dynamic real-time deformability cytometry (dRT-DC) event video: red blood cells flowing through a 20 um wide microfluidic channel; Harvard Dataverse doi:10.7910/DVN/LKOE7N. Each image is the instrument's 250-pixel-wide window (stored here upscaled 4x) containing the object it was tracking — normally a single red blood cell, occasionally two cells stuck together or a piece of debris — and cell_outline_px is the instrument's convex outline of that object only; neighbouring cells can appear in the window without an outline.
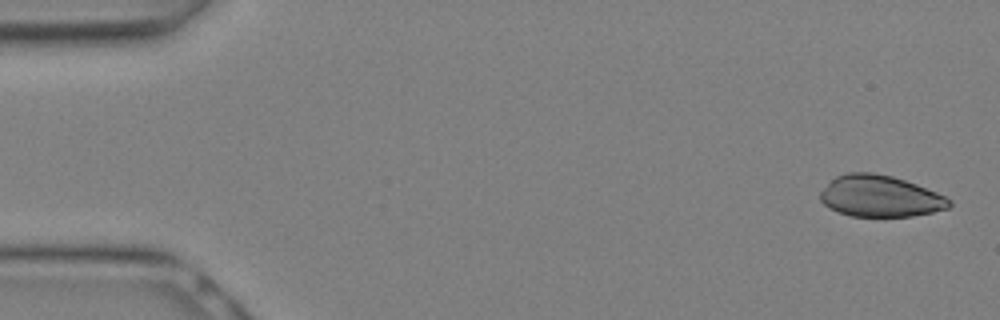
{"species": "Egyptian fruit bat (a non-hibernating species)", "species_latin": "Rousettus aegyptiacus", "temperature_condition": "warm", "stored_images_in_passage": 18, "camera_frame_rate_fps": 3000, "um_per_image_px": 0.085, "animal": {"sex": "female"}, "frame": {"image": 1, "passage_image": 1, "time_ms": 0.0, "image_size_px": [1000, 320], "cell_outline_px": [[948, 204], [940, 208], [928, 212], [904, 216], [856, 216], [844, 212], [828, 204], [824, 200], [844, 176], [884, 176], [900, 180], [912, 184], [932, 192], [940, 196]], "centroid_in_image_um": [74.97, 16.77], "position_along_channel_um": 10.0, "area_um2": 26.24}}
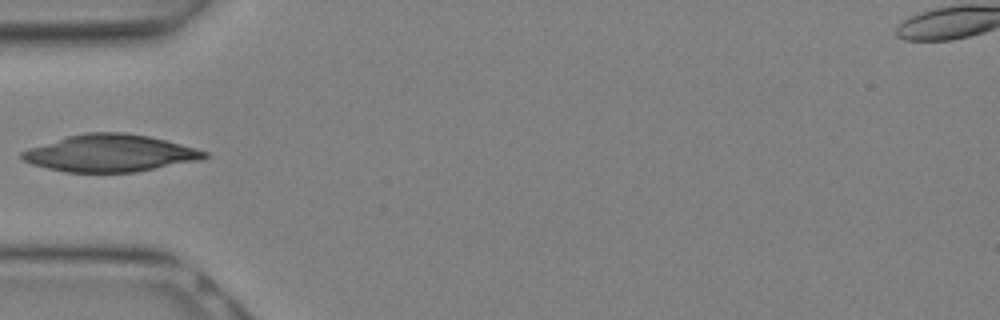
{"frame": {"image": 2, "passage_image": 9, "time_ms": 2.667, "image_size_px": [1000, 320], "cell_outline_px": [[204, 156], [144, 168], [116, 172], [84, 172], [60, 168], [44, 164], [32, 160], [28, 156], [84, 136], [140, 136], [172, 144], [200, 152]], "centroid_in_image_um": [9.58, 13.09], "position_along_channel_um": 75.4, "area_um2": 30.81}}
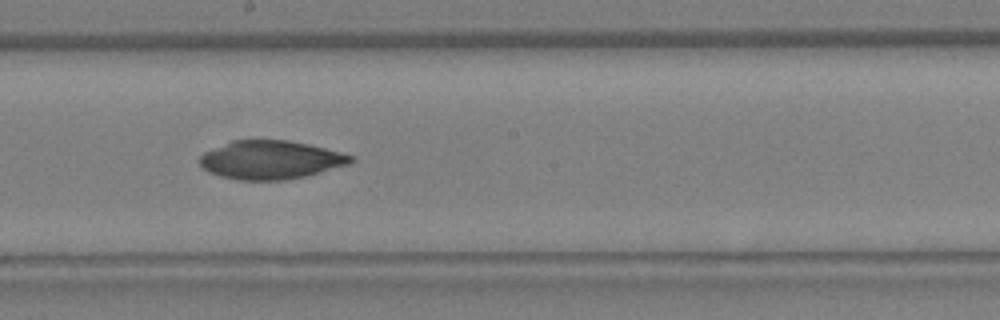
{"frame": {"image": 3, "passage_image": 15, "time_ms": 4.667, "image_size_px": [1000, 320], "cell_outline_px": [[348, 160], [308, 172], [288, 176], [236, 176], [220, 172], [204, 164], [204, 160], [208, 156], [252, 140], [268, 140], [296, 144], [316, 148], [348, 156]], "centroid_in_image_um": [23.08, 13.53], "position_along_channel_um": 225.1, "area_um2": 26.01}}